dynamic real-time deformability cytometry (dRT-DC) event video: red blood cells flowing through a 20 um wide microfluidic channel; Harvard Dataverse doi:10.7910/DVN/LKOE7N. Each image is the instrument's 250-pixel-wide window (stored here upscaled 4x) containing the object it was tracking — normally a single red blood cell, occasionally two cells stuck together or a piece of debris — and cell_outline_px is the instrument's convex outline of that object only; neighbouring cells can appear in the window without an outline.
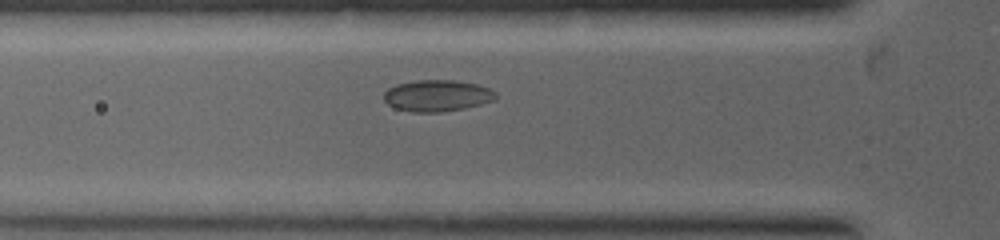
{"species": "common noctule bat (a hibernating species)", "species_latin": "Nyctalus noctula", "temperature_condition": "warm", "stored_images_in_passage": 5, "camera_frame_rate_fps": 5000, "um_per_image_px": 0.085, "animal": {"sex": "female", "body_mass_g": 19.0, "forearm_length_mm": 53.3}, "frame": {"image": 1, "passage_image": 2, "time_ms": 0.4, "image_size_px": [1000, 240], "cell_outline_px": [[496, 100], [464, 108], [440, 112], [412, 112], [396, 108], [388, 104], [384, 100], [384, 92], [388, 88], [396, 84], [416, 80], [456, 80], [476, 84], [488, 88], [496, 92]], "centroid_in_image_um": [37.15, 8.12], "position_along_channel_um": 88.7, "area_um2": 20.52}}
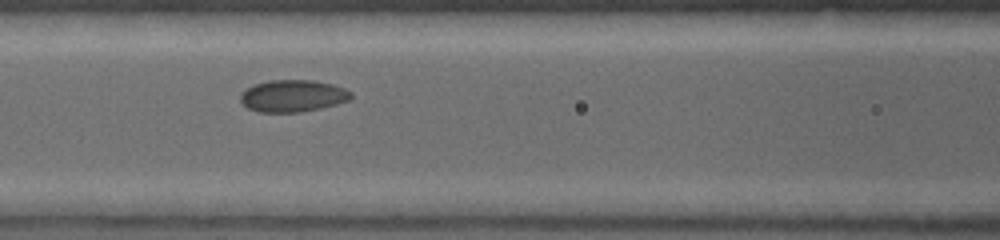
{"frame": {"image": 2, "passage_image": 4, "time_ms": 1.2, "image_size_px": [1000, 240], "cell_outline_px": [[352, 96], [348, 100], [336, 104], [320, 108], [300, 112], [256, 112], [240, 104], [240, 92], [252, 84], [268, 80], [312, 80], [332, 84], [344, 88], [352, 92]], "centroid_in_image_um": [24.82, 8.14], "position_along_channel_um": 141.8, "area_um2": 20.87}}
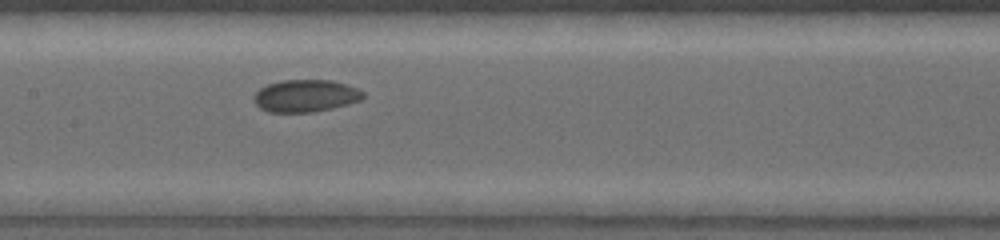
{"frame": {"image": 3, "passage_image": 5, "time_ms": 1.8, "image_size_px": [1000, 240], "cell_outline_px": [[364, 96], [360, 100], [348, 104], [332, 108], [312, 112], [268, 112], [260, 108], [252, 100], [252, 96], [260, 88], [268, 84], [280, 80], [332, 80], [356, 88], [364, 92]], "centroid_in_image_um": [25.93, 8.14], "position_along_channel_um": 181.5, "area_um2": 20.58}}